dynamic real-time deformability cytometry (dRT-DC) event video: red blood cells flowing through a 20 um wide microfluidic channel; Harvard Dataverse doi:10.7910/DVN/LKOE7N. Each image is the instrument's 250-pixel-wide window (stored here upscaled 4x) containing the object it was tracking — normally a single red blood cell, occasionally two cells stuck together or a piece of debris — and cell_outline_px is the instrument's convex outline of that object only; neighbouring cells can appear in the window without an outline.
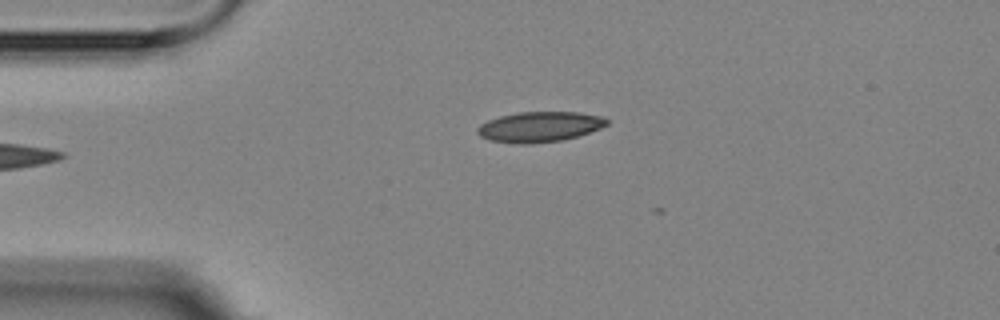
{"species": "Egyptian fruit bat (a non-hibernating species)", "species_latin": "Rousettus aegyptiacus", "temperature_condition": "room temperature", "stored_images_in_passage": 2, "camera_frame_rate_fps": 3000, "um_per_image_px": 0.085, "animal": {"sex": "female"}, "frame": {"image": 1, "passage_image": 1, "time_ms": 0.0, "image_size_px": [1000, 320], "cell_outline_px": [[608, 124], [600, 128], [564, 140], [528, 144], [520, 144], [492, 140], [480, 136], [476, 132], [476, 128], [480, 124], [488, 120], [500, 116], [516, 112], [580, 112], [604, 116], [608, 120]], "centroid_in_image_um": [45.86, 10.77], "position_along_channel_um": 39.1, "area_um2": 22.89}}